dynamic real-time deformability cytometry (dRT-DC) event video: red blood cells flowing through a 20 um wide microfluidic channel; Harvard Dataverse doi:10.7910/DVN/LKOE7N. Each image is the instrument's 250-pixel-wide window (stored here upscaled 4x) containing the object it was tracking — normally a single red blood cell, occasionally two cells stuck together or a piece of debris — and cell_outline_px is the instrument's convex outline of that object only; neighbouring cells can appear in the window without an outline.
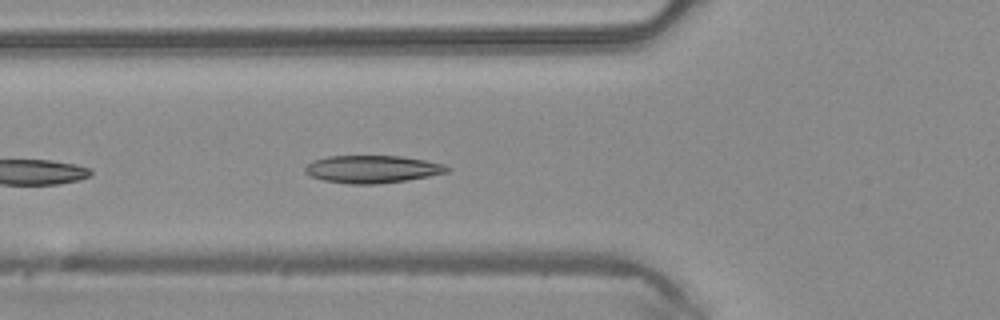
{"species": "common noctule bat (a hibernating species)", "species_latin": "Nyctalus noctula", "temperature_condition": "warm", "stored_images_in_passage": 10, "camera_frame_rate_fps": 3000, "um_per_image_px": 0.085, "animal": {"sex": "male", "body_mass_g": 20.4}, "frame": {"image": 1, "passage_image": 5, "time_ms": 1.333, "image_size_px": [1000, 320], "cell_outline_px": [[452, 168], [448, 172], [408, 180], [376, 184], [348, 184], [324, 180], [312, 176], [304, 172], [304, 168], [312, 160], [328, 156], [400, 156], [424, 160], [444, 164]], "centroid_in_image_um": [31.65, 14.38], "position_along_channel_um": 94.2, "area_um2": 22.83}}